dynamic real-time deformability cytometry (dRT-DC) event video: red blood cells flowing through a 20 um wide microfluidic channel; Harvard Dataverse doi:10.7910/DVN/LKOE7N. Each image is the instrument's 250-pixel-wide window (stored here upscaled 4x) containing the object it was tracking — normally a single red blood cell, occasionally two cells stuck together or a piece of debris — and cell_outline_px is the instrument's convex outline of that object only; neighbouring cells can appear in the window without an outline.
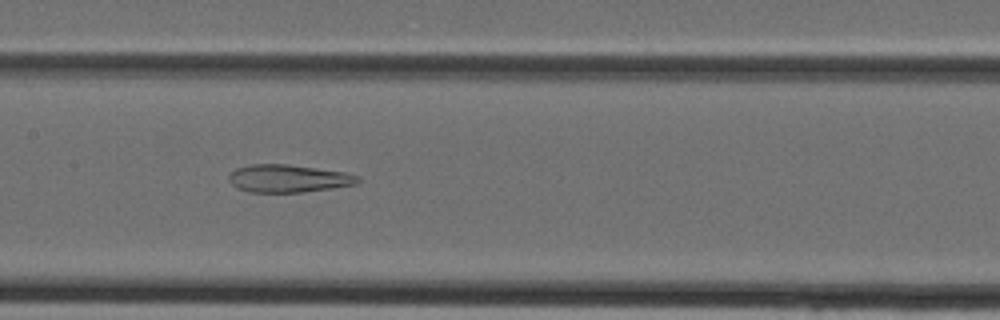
{"species": "Egyptian fruit bat (a non-hibernating species)", "species_latin": "Rousettus aegyptiacus", "temperature_condition": "cold", "stored_images_in_passage": 36, "camera_frame_rate_fps": 3000, "um_per_image_px": 0.085, "animal": {"sex": "female"}, "frame": {"image": 1, "passage_image": 18, "time_ms": 5.667, "image_size_px": [1000, 320], "cell_outline_px": [[360, 184], [332, 188], [300, 192], [248, 192], [236, 188], [228, 180], [228, 176], [236, 168], [252, 164], [288, 164], [344, 172], [360, 176]], "centroid_in_image_um": [24.52, 15.17], "position_along_channel_um": 182.9, "area_um2": 20.92}}
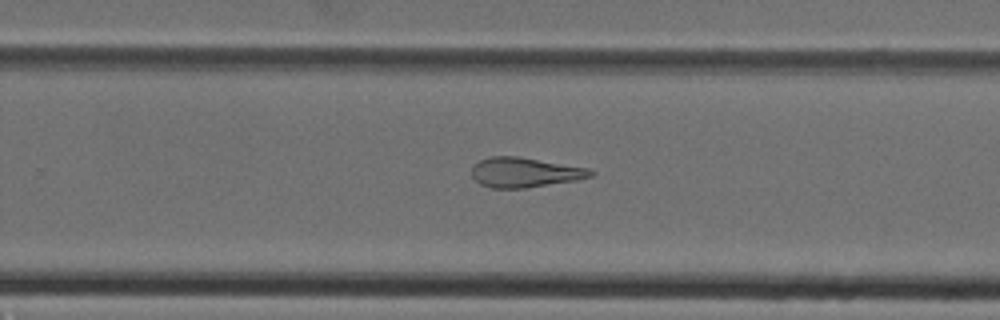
{"frame": {"image": 2, "passage_image": 24, "time_ms": 7.667, "image_size_px": [1000, 320], "cell_outline_px": [[596, 172], [592, 176], [576, 180], [528, 188], [492, 188], [480, 184], [472, 176], [472, 164], [480, 160], [492, 156], [520, 156], [588, 168]], "centroid_in_image_um": [44.6, 14.65], "position_along_channel_um": 285.2, "area_um2": 20.81}}
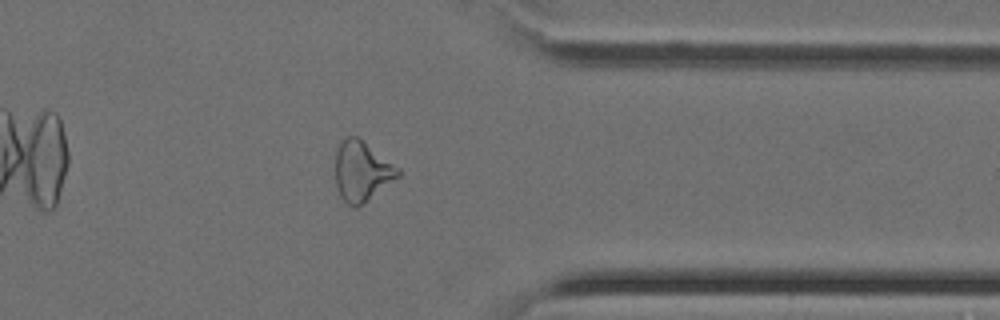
{"frame": {"image": 3, "passage_image": 30, "time_ms": 9.667, "image_size_px": [1000, 320], "cell_outline_px": [[400, 176], [364, 204], [356, 208], [352, 208], [340, 196], [336, 188], [336, 152], [340, 144], [348, 136], [356, 136], [400, 168]], "centroid_in_image_um": [30.77, 14.6], "position_along_channel_um": 380.6, "area_um2": 21.85}}